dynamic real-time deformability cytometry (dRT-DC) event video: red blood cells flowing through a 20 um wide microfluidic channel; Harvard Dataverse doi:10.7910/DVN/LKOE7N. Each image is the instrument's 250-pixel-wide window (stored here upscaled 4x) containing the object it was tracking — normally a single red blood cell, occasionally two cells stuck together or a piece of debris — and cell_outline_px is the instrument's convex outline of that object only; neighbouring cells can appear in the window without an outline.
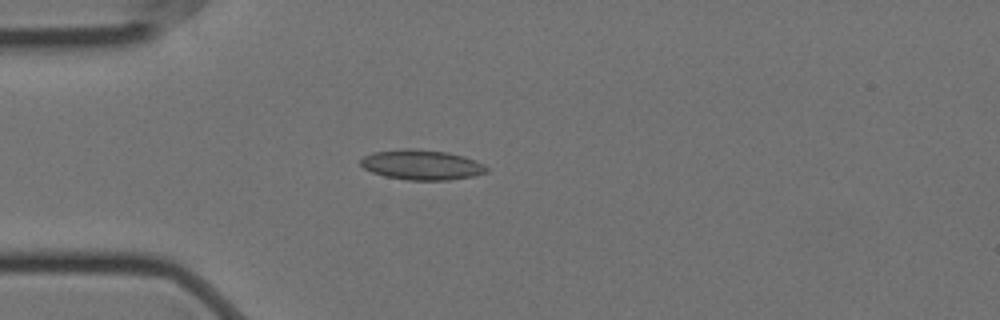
{"species": "Egyptian fruit bat (a non-hibernating species)", "species_latin": "Rousettus aegyptiacus", "temperature_condition": "cold", "stored_images_in_passage": 52, "camera_frame_rate_fps": 3000, "um_per_image_px": 0.085, "animal": {"sex": "female"}, "frame": {"image": 1, "passage_image": 15, "time_ms": 4.667, "image_size_px": [1000, 320], "cell_outline_px": [[488, 172], [472, 176], [448, 180], [408, 180], [384, 176], [372, 172], [364, 168], [360, 164], [360, 160], [364, 156], [372, 152], [400, 148], [420, 148], [448, 152], [464, 156], [476, 160], [484, 164], [488, 168]], "centroid_in_image_um": [35.84, 13.99], "position_along_channel_um": 49.2, "area_um2": 22.37}}
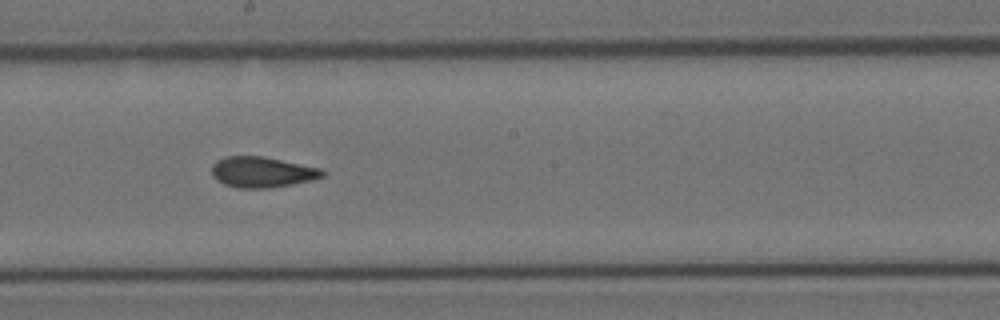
{"frame": {"image": 2, "passage_image": 31, "time_ms": 10.0, "image_size_px": [1000, 320], "cell_outline_px": [[324, 176], [312, 180], [292, 184], [268, 188], [236, 188], [224, 184], [216, 180], [212, 176], [212, 164], [216, 160], [224, 156], [264, 156], [320, 168], [324, 172]], "centroid_in_image_um": [22.23, 14.62], "position_along_channel_um": 226.0, "area_um2": 19.88}}
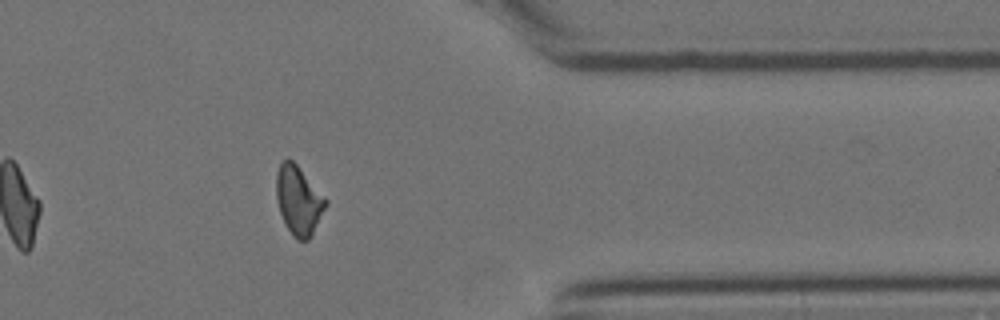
{"frame": {"image": 3, "passage_image": 46, "time_ms": 15.0, "image_size_px": [1000, 320], "cell_outline_px": [[328, 204], [308, 240], [296, 240], [292, 236], [280, 212], [276, 196], [276, 172], [280, 164], [288, 156], [296, 164], [328, 200]], "centroid_in_image_um": [25.38, 17.01], "position_along_channel_um": 386.0, "area_um2": 19.65}, "authors_computed_cell_mechanics": {"area_um2": 20.1722, "velocity_mm_per_s": 3.5247, "shape_relaxation_time_tau1_ms": null, "shape_relaxation_time_tau2_ms": 2.4952, "deformation_change_tau1": null, "deformation_change_tau2": 0.0916}}